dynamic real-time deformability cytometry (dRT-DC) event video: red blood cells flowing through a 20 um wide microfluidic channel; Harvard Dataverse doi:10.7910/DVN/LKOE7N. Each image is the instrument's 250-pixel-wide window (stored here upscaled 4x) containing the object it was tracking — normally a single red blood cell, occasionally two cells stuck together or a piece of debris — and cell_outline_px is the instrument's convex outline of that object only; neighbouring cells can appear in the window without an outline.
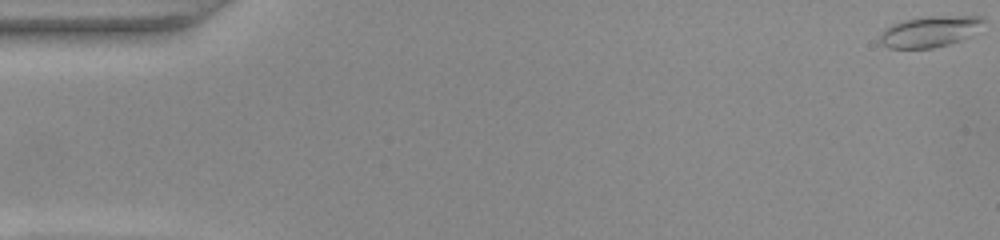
{"species": "common noctule bat (a hibernating species)", "species_latin": "Nyctalus noctula", "temperature_condition": "warm", "stored_images_in_passage": 53, "camera_frame_rate_fps": 3000, "um_per_image_px": 0.085, "animal": {"sex": "female", "body_mass_g": 22.0, "forearm_length_mm": 56.7}, "frame": {"image": 1, "passage_image": 1, "time_ms": 0.0, "image_size_px": [1000, 240], "cell_outline_px": [[984, 20], [968, 36], [960, 40], [948, 44], [932, 48], [888, 48], [880, 44], [876, 40], [880, 32], [884, 28], [892, 24], [904, 20], [920, 16], [984, 16]], "centroid_in_image_um": [78.9, 2.68], "position_along_channel_um": 6.1, "area_um2": 18.73}}
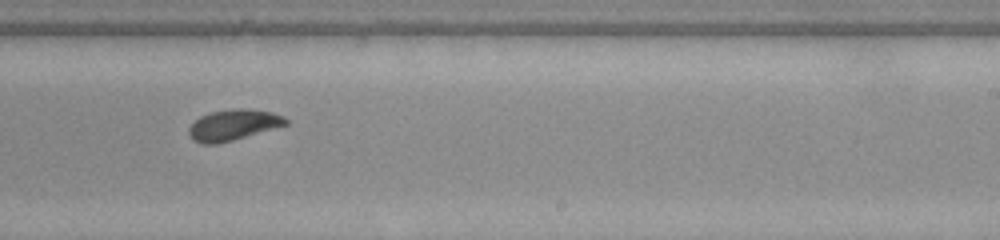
{"frame": {"image": 2, "passage_image": 33, "time_ms": 10.667, "image_size_px": [1000, 240], "cell_outline_px": [[288, 124], [232, 140], [216, 144], [200, 144], [192, 140], [188, 132], [188, 128], [200, 116], [212, 112], [236, 108], [244, 108], [272, 112], [284, 116], [288, 120]], "centroid_in_image_um": [19.81, 10.62], "position_along_channel_um": 269.2, "area_um2": 17.28}}
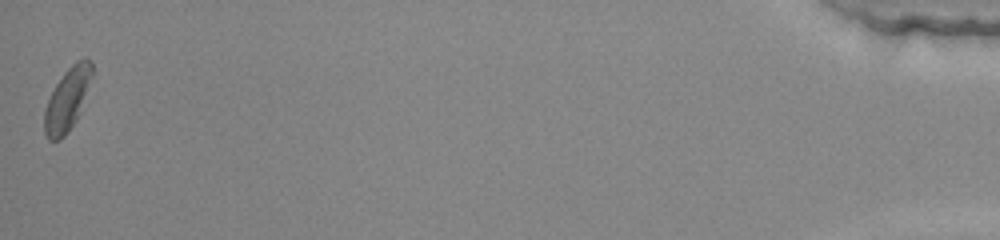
{"frame": {"image": 3, "passage_image": 53, "time_ms": 17.333, "image_size_px": [1000, 240], "cell_outline_px": [[92, 76], [76, 120], [68, 132], [60, 140], [48, 140], [44, 132], [44, 108], [56, 84], [64, 72], [76, 60], [84, 56], [92, 60]], "centroid_in_image_um": [5.71, 8.43], "position_along_channel_um": 429.5, "area_um2": 17.28}, "authors_computed_cell_mechanics": {"area_um2": 17.2822, "velocity_mm_per_s": 3.8834, "shape_relaxation_time_tau1_ms": 3.769, "shape_relaxation_time_tau2_ms": 3.2554, "deformation_change_tau1": 0.1502, "deformation_change_tau2": 0.0744}}